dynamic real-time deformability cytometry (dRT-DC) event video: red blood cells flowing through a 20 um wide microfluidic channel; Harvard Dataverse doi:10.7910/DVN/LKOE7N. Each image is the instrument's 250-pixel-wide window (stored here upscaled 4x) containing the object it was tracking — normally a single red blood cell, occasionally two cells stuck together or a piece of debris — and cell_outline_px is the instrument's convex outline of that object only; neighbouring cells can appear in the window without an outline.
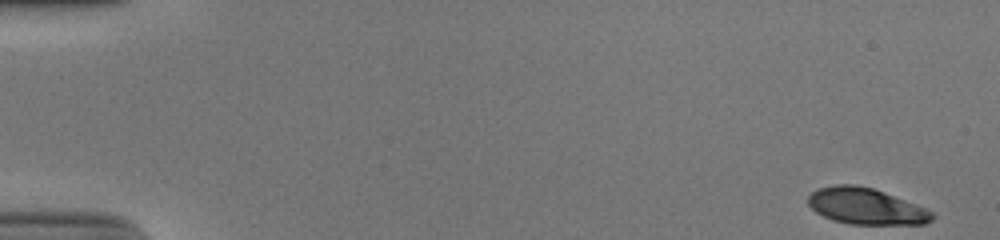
{"species": "human", "species_latin": "Homo sapiens", "temperature_condition": "cold", "stored_images_in_passage": 52, "camera_frame_rate_fps": 3000, "um_per_image_px": 0.085, "donor": {"sex": "male"}, "frame": {"image": 1, "passage_image": 1, "time_ms": 0.0, "image_size_px": [1000, 240], "cell_outline_px": [[936, 216], [932, 220], [924, 224], [848, 224], [832, 220], [816, 212], [808, 204], [808, 196], [816, 188], [836, 184], [856, 184], [872, 188], [884, 192], [924, 208], [932, 212]], "centroid_in_image_um": [73.57, 17.53], "position_along_channel_um": 11.4, "area_um2": 26.13}}
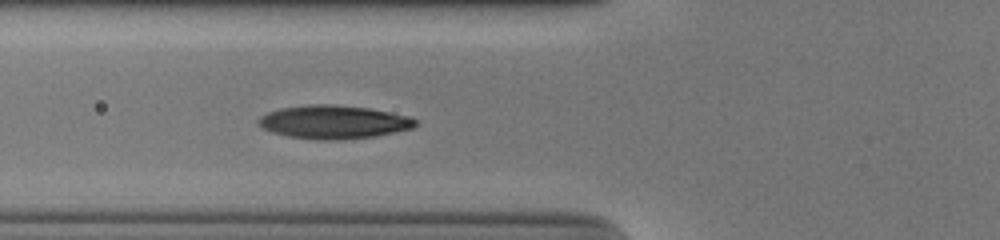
{"frame": {"image": 2, "passage_image": 20, "time_ms": 6.333, "image_size_px": [1000, 240], "cell_outline_px": [[416, 124], [412, 128], [376, 136], [336, 140], [324, 140], [288, 136], [272, 132], [256, 124], [256, 120], [260, 116], [268, 112], [280, 108], [308, 104], [332, 104], [368, 108], [412, 116], [416, 120]], "centroid_in_image_um": [28.34, 10.36], "position_along_channel_um": 97.5, "area_um2": 30.58}}
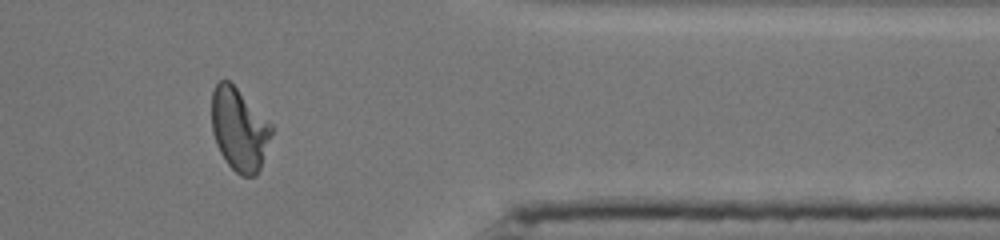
{"frame": {"image": 3, "passage_image": 44, "time_ms": 14.333, "image_size_px": [1000, 240], "cell_outline_px": [[272, 132], [260, 168], [256, 176], [240, 176], [224, 160], [216, 144], [212, 132], [212, 92], [216, 84], [220, 80], [228, 80], [272, 124]], "centroid_in_image_um": [20.32, 11.02], "position_along_channel_um": 391.1, "area_um2": 28.55}, "authors_computed_cell_mechanics": {"area_um2": 28.7266, "velocity_mm_per_s": 3.8659, "shape_relaxation_time_tau1_ms": 4.6226, "shape_relaxation_time_tau2_ms": 1.0148, "deformation_change_tau1": 0.1898, "deformation_change_tau2": 0.0589}}